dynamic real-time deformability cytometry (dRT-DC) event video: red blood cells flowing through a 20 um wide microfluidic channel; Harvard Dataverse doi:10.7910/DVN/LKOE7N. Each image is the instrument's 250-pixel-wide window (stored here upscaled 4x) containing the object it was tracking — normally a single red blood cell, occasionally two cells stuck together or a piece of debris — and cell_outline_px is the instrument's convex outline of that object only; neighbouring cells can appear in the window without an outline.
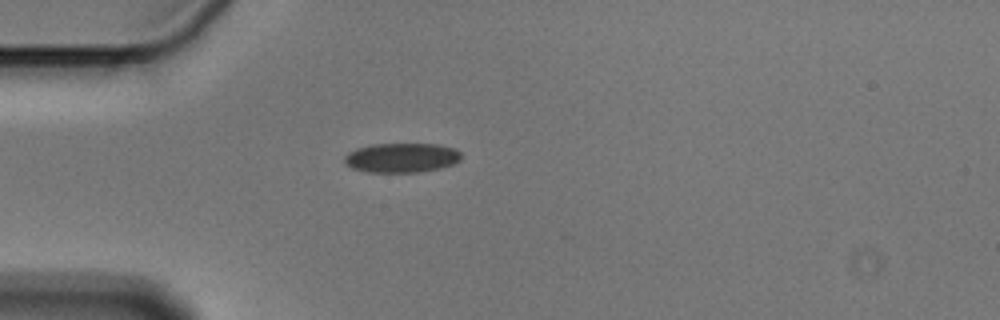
{"species": "Egyptian fruit bat (a non-hibernating species)", "species_latin": "Rousettus aegyptiacus", "temperature_condition": "cold", "stored_images_in_passage": 41, "camera_frame_rate_fps": 3000, "um_per_image_px": 0.085, "animal": {"sex": "male"}, "frame": {"image": 1, "passage_image": 1, "time_ms": 0.0, "image_size_px": [1000, 320], "cell_outline_px": [[460, 160], [456, 164], [440, 168], [420, 172], [368, 172], [352, 168], [344, 164], [344, 156], [348, 152], [356, 148], [372, 144], [436, 144], [456, 148], [460, 152]], "centroid_in_image_um": [34.13, 13.41], "position_along_channel_um": 50.9, "area_um2": 20.29}}
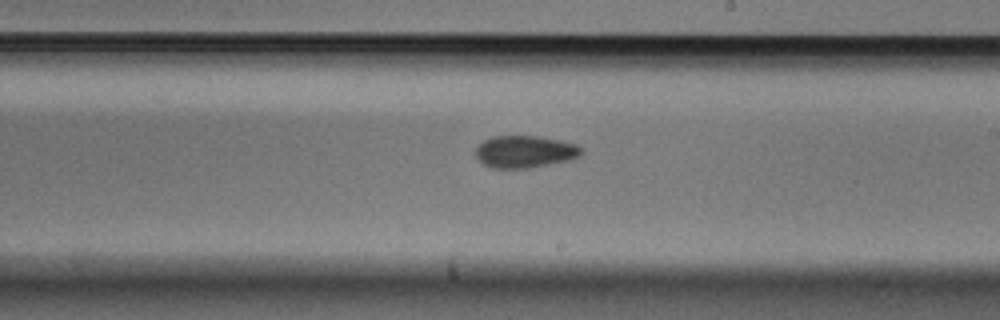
{"frame": {"image": 2, "passage_image": 18, "time_ms": 5.667, "image_size_px": [1000, 320], "cell_outline_px": [[584, 152], [580, 156], [572, 160], [528, 168], [492, 168], [484, 164], [476, 156], [476, 148], [484, 140], [492, 136], [540, 136], [560, 140], [576, 144]], "centroid_in_image_um": [44.65, 12.89], "position_along_channel_um": 244.4, "area_um2": 19.88}}
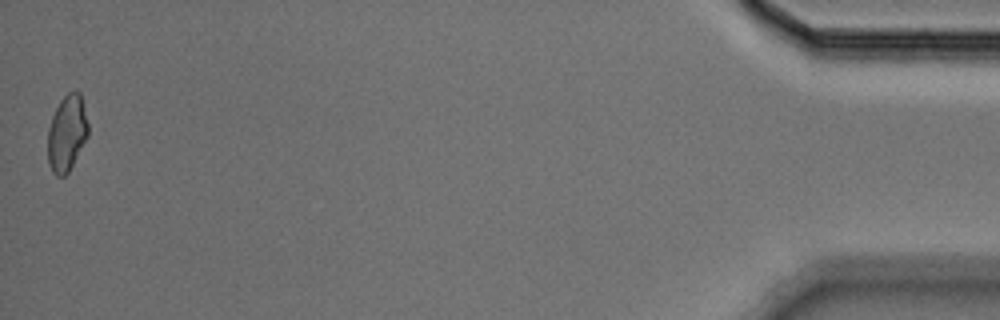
{"frame": {"image": 3, "passage_image": 41, "time_ms": 13.333, "image_size_px": [1000, 320], "cell_outline_px": [[88, 136], [68, 172], [64, 176], [56, 176], [52, 172], [48, 164], [48, 128], [52, 116], [60, 100], [68, 92], [80, 92], [88, 124]], "centroid_in_image_um": [5.67, 11.33], "position_along_channel_um": 429.5, "area_um2": 17.8}, "authors_computed_cell_mechanics": {"area_um2": 19.074, "velocity_mm_per_s": 3.5997, "shape_relaxation_time_tau1_ms": 3.674, "shape_relaxation_time_tau2_ms": 4.2391, "deformation_change_tau1": 0.0762, "deformation_change_tau2": 0.087}}